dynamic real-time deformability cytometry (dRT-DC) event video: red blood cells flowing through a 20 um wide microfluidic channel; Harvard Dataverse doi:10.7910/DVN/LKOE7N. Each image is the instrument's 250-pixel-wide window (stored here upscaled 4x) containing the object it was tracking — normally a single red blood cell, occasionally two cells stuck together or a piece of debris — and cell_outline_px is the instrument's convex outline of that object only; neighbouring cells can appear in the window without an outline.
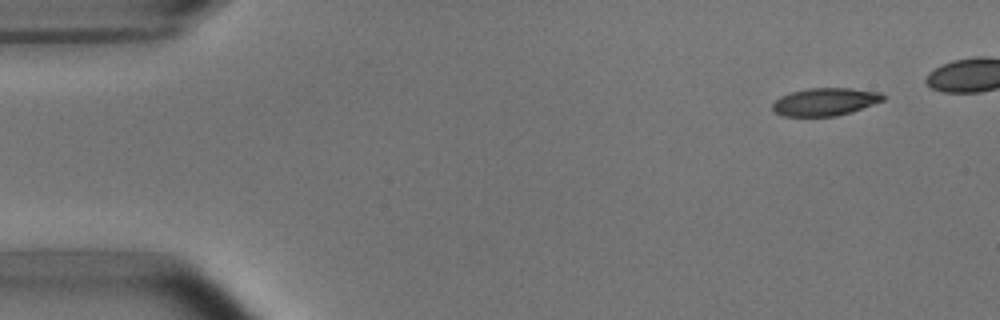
{"species": "common noctule bat (a hibernating species)", "species_latin": "Nyctalus noctula", "temperature_condition": "room temperature", "stored_images_in_passage": 5, "camera_frame_rate_fps": 3000, "um_per_image_px": 0.085, "animal": {"sex": "male", "body_mass_g": 15.6}, "frame": {"image": 1, "passage_image": 1, "time_ms": 0.0, "image_size_px": [1000, 320], "cell_outline_px": [[884, 100], [852, 112], [836, 116], [784, 116], [776, 112], [772, 108], [772, 104], [780, 96], [792, 92], [808, 88], [852, 88], [880, 92], [884, 96]], "centroid_in_image_um": [70.14, 8.65], "position_along_channel_um": 14.9, "area_um2": 17.8}}